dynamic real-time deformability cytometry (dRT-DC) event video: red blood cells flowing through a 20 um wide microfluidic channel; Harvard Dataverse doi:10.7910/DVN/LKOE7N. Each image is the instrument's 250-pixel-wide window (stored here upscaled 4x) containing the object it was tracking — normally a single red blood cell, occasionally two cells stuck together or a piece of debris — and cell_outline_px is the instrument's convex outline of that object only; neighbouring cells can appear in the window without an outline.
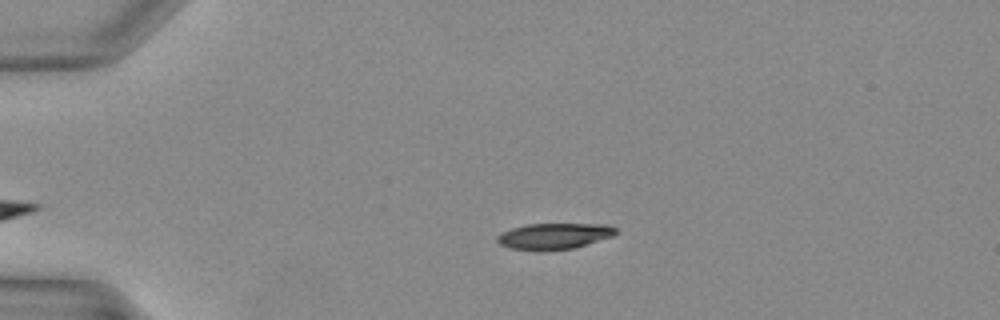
{"species": "Egyptian fruit bat (a non-hibernating species)", "species_latin": "Rousettus aegyptiacus", "temperature_condition": "warm", "stored_images_in_passage": 10, "camera_frame_rate_fps": 3000, "um_per_image_px": 0.085, "animal": {"sex": "female"}, "frame": {"image": 1, "passage_image": 4, "time_ms": 1.0, "image_size_px": [1000, 320], "cell_outline_px": [[616, 232], [612, 236], [572, 248], [508, 248], [500, 244], [496, 240], [496, 236], [512, 228], [528, 224], [608, 224], [616, 228]], "centroid_in_image_um": [47.11, 20.02], "position_along_channel_um": 37.9, "area_um2": 17.11}}
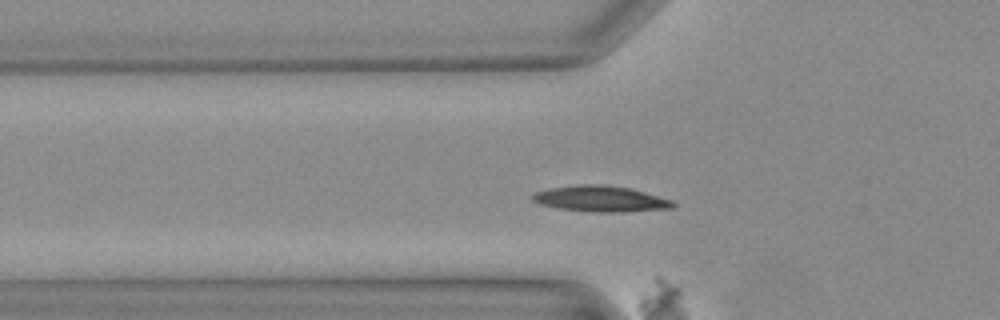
{"frame": {"image": 2, "passage_image": 9, "time_ms": 2.667, "image_size_px": [1000, 320], "cell_outline_px": [[676, 204], [672, 208], [624, 212], [592, 212], [560, 208], [540, 204], [532, 200], [532, 196], [536, 192], [548, 188], [576, 184], [604, 184], [632, 188], [672, 200]], "centroid_in_image_um": [51.07, 16.89], "position_along_channel_um": 74.7, "area_um2": 21.33}}